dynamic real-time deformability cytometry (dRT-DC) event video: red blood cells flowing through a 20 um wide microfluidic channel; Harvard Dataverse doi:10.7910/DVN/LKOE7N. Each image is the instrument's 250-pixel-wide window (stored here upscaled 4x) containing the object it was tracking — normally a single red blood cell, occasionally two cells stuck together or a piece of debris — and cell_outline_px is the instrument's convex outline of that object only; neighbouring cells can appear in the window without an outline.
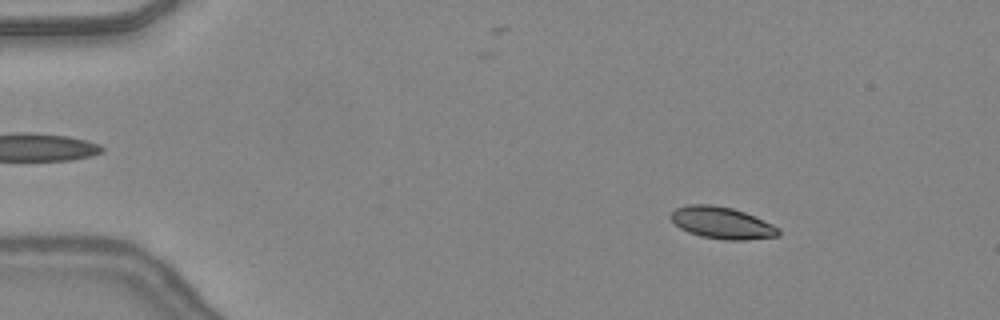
{"species": "common noctule bat (a hibernating species)", "species_latin": "Nyctalus noctula", "temperature_condition": "warm", "stored_images_in_passage": 16, "camera_frame_rate_fps": 3000, "um_per_image_px": 0.085, "animal": {"sex": "female", "body_mass_g": 24.6, "forearm_length_mm": 56.2}, "frame": {"image": 1, "passage_image": 7, "time_ms": 2.0, "image_size_px": [1000, 320], "cell_outline_px": [[780, 236], [748, 240], [724, 240], [700, 236], [688, 232], [680, 228], [668, 216], [676, 208], [688, 204], [712, 204], [732, 208], [744, 212], [772, 224], [780, 228]], "centroid_in_image_um": [61.37, 18.95], "position_along_channel_um": 23.6, "area_um2": 20.11}}
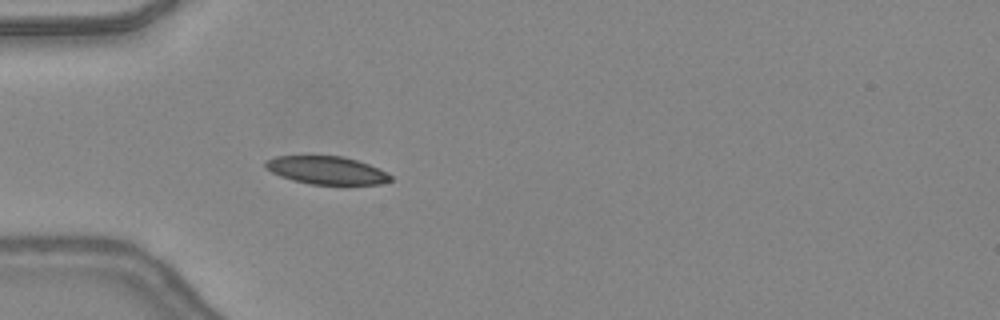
{"frame": {"image": 2, "passage_image": 15, "time_ms": 4.667, "image_size_px": [1000, 320], "cell_outline_px": [[392, 180], [380, 184], [308, 184], [292, 180], [280, 176], [264, 168], [264, 160], [276, 156], [340, 156], [356, 160], [368, 164], [388, 172], [392, 176]], "centroid_in_image_um": [27.73, 14.47], "position_along_channel_um": 57.3, "area_um2": 20.4}}